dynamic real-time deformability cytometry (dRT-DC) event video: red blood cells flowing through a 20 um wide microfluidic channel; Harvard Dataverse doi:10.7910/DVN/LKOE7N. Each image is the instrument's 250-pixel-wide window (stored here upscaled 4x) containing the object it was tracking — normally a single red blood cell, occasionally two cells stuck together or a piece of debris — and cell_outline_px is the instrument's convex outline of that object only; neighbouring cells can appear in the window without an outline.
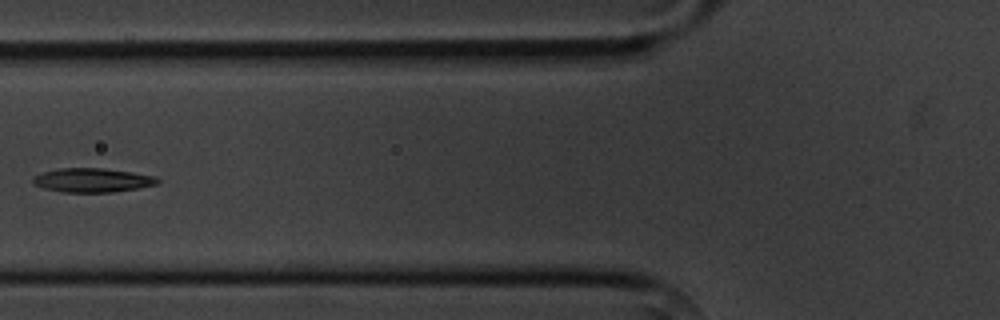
{"species": "common noctule bat (a hibernating species)", "species_latin": "Nyctalus noctula", "temperature_condition": "cold", "stored_images_in_passage": 9, "camera_frame_rate_fps": 3000, "um_per_image_px": 0.085, "animal": {"sex": "male", "body_mass_g": 20.1, "forearm_length_mm": 53.5}, "frame": {"image": 1, "passage_image": 6, "time_ms": 7.0, "image_size_px": [1000, 320], "cell_outline_px": [[160, 180], [156, 184], [136, 188], [112, 192], [60, 192], [44, 188], [32, 184], [32, 176], [40, 172], [60, 168], [100, 168], [132, 172], [156, 176]], "centroid_in_image_um": [7.78, 15.31], "position_along_channel_um": 118.0, "area_um2": 17.51}}
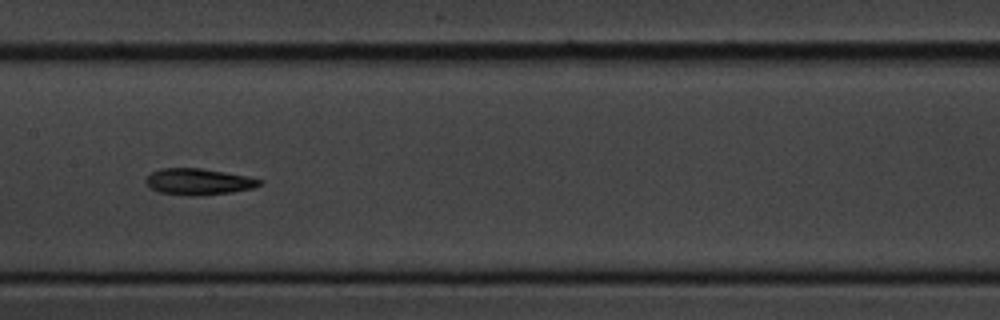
{"frame": {"image": 2, "passage_image": 8, "time_ms": 9.0, "image_size_px": [1000, 320], "cell_outline_px": [[264, 180], [260, 184], [252, 188], [232, 192], [200, 196], [188, 196], [160, 192], [152, 188], [144, 180], [152, 172], [160, 168], [200, 168], [248, 176]], "centroid_in_image_um": [16.88, 15.44], "position_along_channel_um": 190.5, "area_um2": 17.4}}
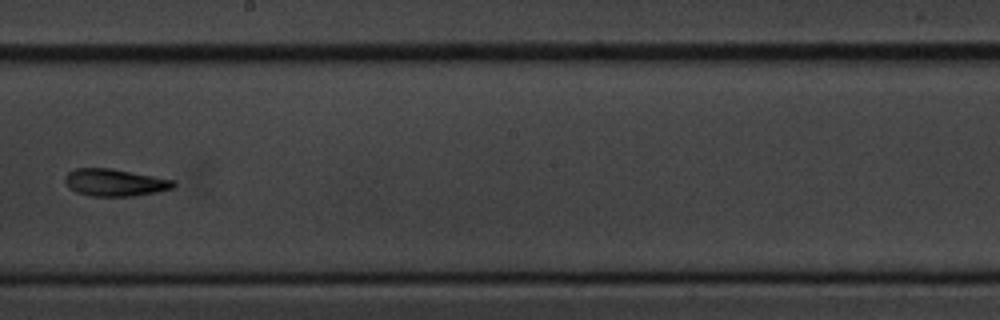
{"frame": {"image": 3, "passage_image": 9, "time_ms": 10.333, "image_size_px": [1000, 320], "cell_outline_px": [[176, 184], [172, 188], [160, 192], [132, 196], [88, 196], [76, 192], [68, 188], [64, 180], [64, 176], [68, 172], [76, 168], [112, 168], [176, 180]], "centroid_in_image_um": [9.76, 15.51], "position_along_channel_um": 238.4, "area_um2": 17.51}}